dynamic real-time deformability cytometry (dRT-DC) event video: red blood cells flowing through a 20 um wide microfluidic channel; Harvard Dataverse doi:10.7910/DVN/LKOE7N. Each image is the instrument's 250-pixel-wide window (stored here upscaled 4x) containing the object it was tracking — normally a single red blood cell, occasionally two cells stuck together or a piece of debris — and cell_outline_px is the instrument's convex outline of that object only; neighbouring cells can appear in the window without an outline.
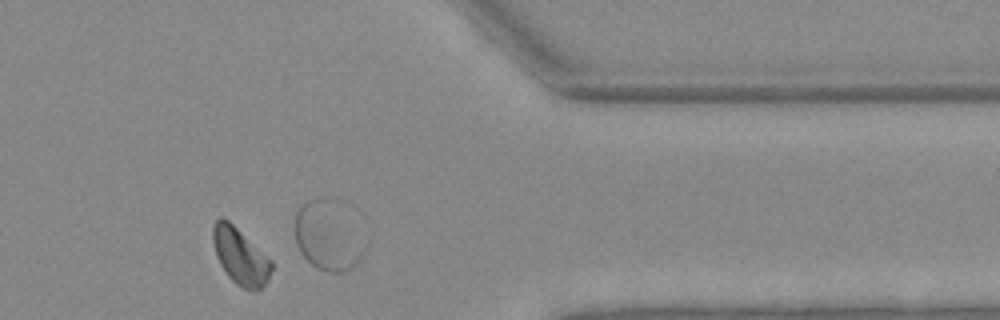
{"species": "Egyptian fruit bat (a non-hibernating species)", "species_latin": "Rousettus aegyptiacus", "temperature_condition": "warm", "stored_images_in_passage": 39, "segment_of_instrument_passage": [1, 2], "camera_frame_rate_fps": 3000, "um_per_image_px": 0.085, "animal": {"sex": "female"}, "frame": {"image": 1, "passage_image": 34, "time_ms": 11.0, "image_size_px": [1000, 320], "cell_outline_px": [[272, 268], [268, 280], [256, 292], [244, 288], [236, 284], [228, 276], [220, 264], [216, 256], [212, 240], [212, 228], [216, 220], [220, 216], [228, 220], [272, 260]], "centroid_in_image_um": [20.41, 21.78], "position_along_channel_um": 391.0, "area_um2": 19.19}}